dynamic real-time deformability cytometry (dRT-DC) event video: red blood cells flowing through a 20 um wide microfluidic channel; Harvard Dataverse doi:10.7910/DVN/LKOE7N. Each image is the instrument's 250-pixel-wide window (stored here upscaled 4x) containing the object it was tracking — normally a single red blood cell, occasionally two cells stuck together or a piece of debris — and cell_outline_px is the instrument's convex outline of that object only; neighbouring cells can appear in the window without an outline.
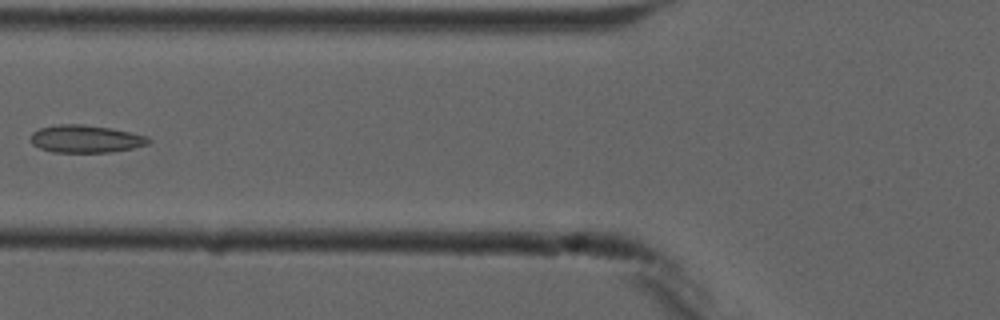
{"species": "common noctule bat (a hibernating species)", "species_latin": "Nyctalus noctula", "temperature_condition": "cold", "stored_images_in_passage": 6, "camera_frame_rate_fps": 3000, "um_per_image_px": 0.085, "animal": {"sex": "male", "forearm_length_mm": 52.5}, "frame": {"image": 1, "passage_image": 5, "time_ms": 6.0, "image_size_px": [1000, 320], "cell_outline_px": [[152, 140], [148, 144], [132, 148], [112, 152], [52, 152], [40, 148], [32, 144], [32, 132], [40, 128], [60, 124], [84, 124], [112, 128], [148, 136]], "centroid_in_image_um": [7.31, 11.8], "position_along_channel_um": 118.5, "area_um2": 18.96}}
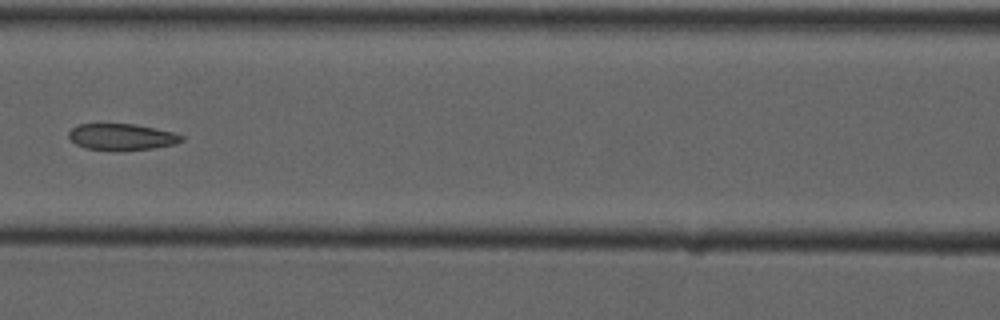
{"frame": {"image": 2, "passage_image": 6, "time_ms": 7.0, "image_size_px": [1000, 320], "cell_outline_px": [[184, 140], [176, 144], [152, 148], [84, 148], [76, 144], [68, 136], [68, 132], [72, 128], [80, 124], [136, 124], [172, 132], [184, 136]], "centroid_in_image_um": [10.36, 11.6], "position_along_channel_um": 156.2, "area_um2": 16.65}}